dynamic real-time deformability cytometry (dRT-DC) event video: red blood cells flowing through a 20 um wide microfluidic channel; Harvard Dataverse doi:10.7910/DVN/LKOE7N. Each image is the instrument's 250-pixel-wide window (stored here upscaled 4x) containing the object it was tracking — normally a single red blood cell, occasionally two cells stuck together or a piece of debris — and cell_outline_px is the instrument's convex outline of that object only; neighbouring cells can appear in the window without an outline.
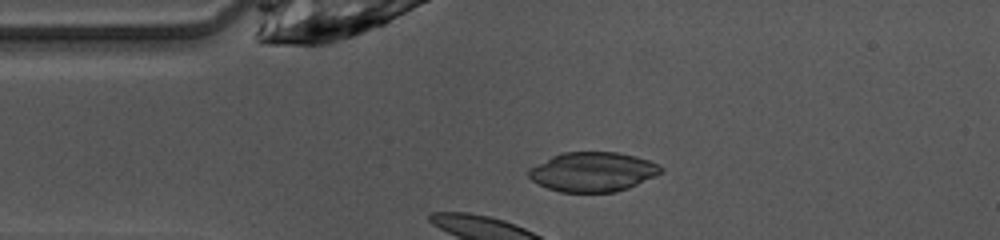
{"species": "common noctule bat (a hibernating species)", "species_latin": "Nyctalus noctula", "temperature_condition": "warm", "stored_images_in_passage": 34, "camera_frame_rate_fps": 3000, "um_per_image_px": 0.085, "animal": {"sex": "female", "body_mass_g": 10.0, "forearm_length_mm": 53.1}, "frame": {"image": 1, "passage_image": 6, "time_ms": 1.667, "image_size_px": [1000, 240], "cell_outline_px": [[664, 168], [660, 172], [628, 188], [616, 192], [560, 192], [548, 188], [532, 180], [528, 176], [528, 168], [552, 156], [564, 152], [616, 152], [636, 156], [660, 164]], "centroid_in_image_um": [50.36, 14.6], "position_along_channel_um": 34.6, "area_um2": 30.23}, "authors_computed_cell_mechanics": {"area_um2": 19.8832, "velocity_mm_per_s": 4.0704, "shape_relaxation_time_tau1_ms": 4.8658, "shape_relaxation_time_tau2_ms": 7.7958, "deformation_change_tau1": 0.159, "deformation_change_tau2": 0.1457}}